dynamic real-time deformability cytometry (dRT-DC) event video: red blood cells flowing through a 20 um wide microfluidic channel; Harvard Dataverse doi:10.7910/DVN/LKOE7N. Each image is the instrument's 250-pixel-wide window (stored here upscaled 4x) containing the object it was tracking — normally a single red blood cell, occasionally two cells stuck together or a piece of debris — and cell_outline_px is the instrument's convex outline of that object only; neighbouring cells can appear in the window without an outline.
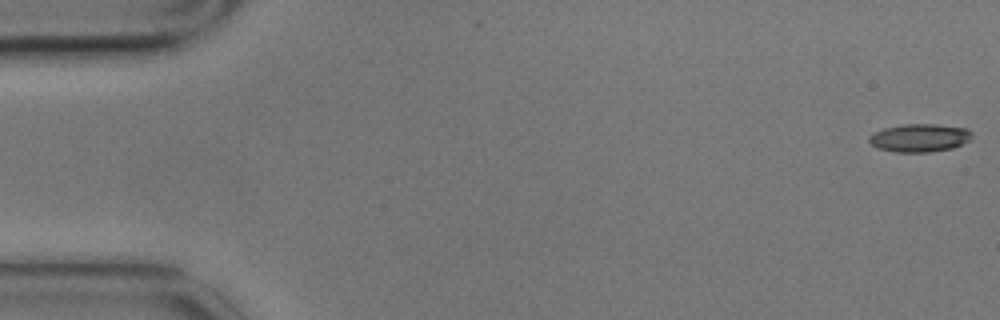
{"species": "common noctule bat (a hibernating species)", "species_latin": "Nyctalus noctula", "temperature_condition": "cold", "stored_images_in_passage": 11, "camera_frame_rate_fps": 3000, "um_per_image_px": 0.085, "animal": {"sex": "male", "body_mass_g": 17.9}, "frame": {"image": 1, "passage_image": 1, "time_ms": 0.0, "image_size_px": [1000, 320], "cell_outline_px": [[972, 136], [968, 140], [952, 148], [928, 152], [896, 152], [880, 148], [872, 144], [868, 140], [868, 136], [884, 128], [904, 124], [936, 124], [968, 128], [972, 132]], "centroid_in_image_um": [78.18, 11.7], "position_along_channel_um": 6.8, "area_um2": 16.65}}
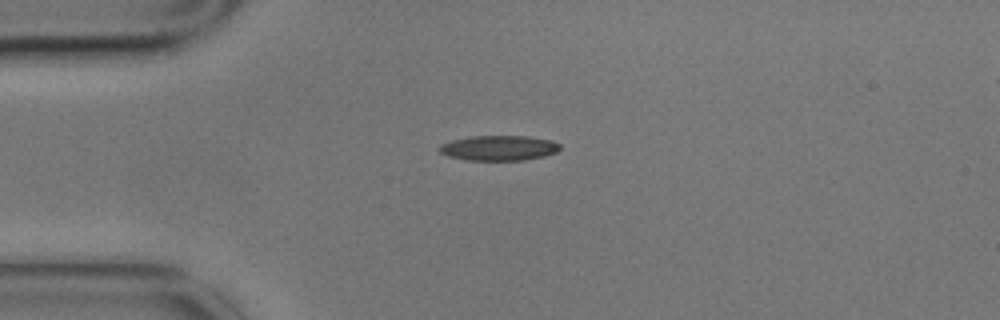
{"frame": {"image": 2, "passage_image": 4, "time_ms": 1.0, "image_size_px": [1000, 320], "cell_outline_px": [[560, 148], [556, 152], [544, 156], [524, 160], [468, 160], [448, 156], [440, 152], [440, 144], [452, 140], [472, 136], [528, 136], [552, 140], [560, 144]], "centroid_in_image_um": [42.42, 12.57], "position_along_channel_um": 42.6, "area_um2": 17.57}}
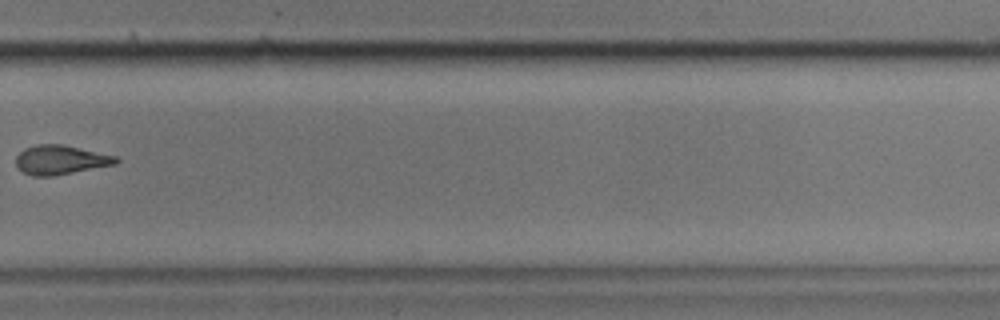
{"frame": {"image": 3, "passage_image": 11, "time_ms": 3.333, "image_size_px": [1000, 320], "cell_outline_px": [[120, 160], [116, 164], [52, 176], [32, 176], [16, 168], [16, 156], [24, 148], [36, 144], [60, 144], [116, 156]], "centroid_in_image_um": [5.1, 13.59], "position_along_channel_um": 324.7, "area_um2": 16.94}}